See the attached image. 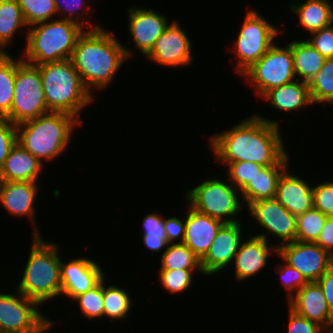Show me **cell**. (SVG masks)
I'll list each match as a JSON object with an SVG mask.
<instances>
[{"label":"cell","instance_id":"9","mask_svg":"<svg viewBox=\"0 0 333 333\" xmlns=\"http://www.w3.org/2000/svg\"><path fill=\"white\" fill-rule=\"evenodd\" d=\"M242 75L248 83L250 82V86H254L255 94L259 97L272 88L295 81L291 42L286 47L273 44Z\"/></svg>","mask_w":333,"mask_h":333},{"label":"cell","instance_id":"1","mask_svg":"<svg viewBox=\"0 0 333 333\" xmlns=\"http://www.w3.org/2000/svg\"><path fill=\"white\" fill-rule=\"evenodd\" d=\"M279 122L260 115L244 119L210 138V147L221 163L249 161L264 167L278 164L288 153Z\"/></svg>","mask_w":333,"mask_h":333},{"label":"cell","instance_id":"30","mask_svg":"<svg viewBox=\"0 0 333 333\" xmlns=\"http://www.w3.org/2000/svg\"><path fill=\"white\" fill-rule=\"evenodd\" d=\"M105 279L103 278V318H110L111 322L114 319H127V313L131 310L132 305L127 290L117 287V285L105 286Z\"/></svg>","mask_w":333,"mask_h":333},{"label":"cell","instance_id":"7","mask_svg":"<svg viewBox=\"0 0 333 333\" xmlns=\"http://www.w3.org/2000/svg\"><path fill=\"white\" fill-rule=\"evenodd\" d=\"M238 191V192H237ZM240 190L231 183L218 179H206L185 194L188 206L196 211L219 219L224 223L241 222L236 215L243 208L244 201L239 200Z\"/></svg>","mask_w":333,"mask_h":333},{"label":"cell","instance_id":"2","mask_svg":"<svg viewBox=\"0 0 333 333\" xmlns=\"http://www.w3.org/2000/svg\"><path fill=\"white\" fill-rule=\"evenodd\" d=\"M131 51L95 23L79 36L70 60L91 93L92 88L104 90L109 86L124 61L133 57Z\"/></svg>","mask_w":333,"mask_h":333},{"label":"cell","instance_id":"34","mask_svg":"<svg viewBox=\"0 0 333 333\" xmlns=\"http://www.w3.org/2000/svg\"><path fill=\"white\" fill-rule=\"evenodd\" d=\"M142 241L146 248L154 251L166 250L168 246L164 227V218L158 214L145 215L142 222Z\"/></svg>","mask_w":333,"mask_h":333},{"label":"cell","instance_id":"43","mask_svg":"<svg viewBox=\"0 0 333 333\" xmlns=\"http://www.w3.org/2000/svg\"><path fill=\"white\" fill-rule=\"evenodd\" d=\"M313 38L307 41L325 58L333 57V24L311 33Z\"/></svg>","mask_w":333,"mask_h":333},{"label":"cell","instance_id":"46","mask_svg":"<svg viewBox=\"0 0 333 333\" xmlns=\"http://www.w3.org/2000/svg\"><path fill=\"white\" fill-rule=\"evenodd\" d=\"M315 243L333 256V217H327Z\"/></svg>","mask_w":333,"mask_h":333},{"label":"cell","instance_id":"27","mask_svg":"<svg viewBox=\"0 0 333 333\" xmlns=\"http://www.w3.org/2000/svg\"><path fill=\"white\" fill-rule=\"evenodd\" d=\"M291 49L295 76H299L296 79L310 83L324 65L326 58L307 40L292 41Z\"/></svg>","mask_w":333,"mask_h":333},{"label":"cell","instance_id":"12","mask_svg":"<svg viewBox=\"0 0 333 333\" xmlns=\"http://www.w3.org/2000/svg\"><path fill=\"white\" fill-rule=\"evenodd\" d=\"M278 256L296 268L308 282L317 280L333 265V256L313 242L294 241L278 246Z\"/></svg>","mask_w":333,"mask_h":333},{"label":"cell","instance_id":"18","mask_svg":"<svg viewBox=\"0 0 333 333\" xmlns=\"http://www.w3.org/2000/svg\"><path fill=\"white\" fill-rule=\"evenodd\" d=\"M297 314L326 329L333 328V316L318 282H308L287 302Z\"/></svg>","mask_w":333,"mask_h":333},{"label":"cell","instance_id":"45","mask_svg":"<svg viewBox=\"0 0 333 333\" xmlns=\"http://www.w3.org/2000/svg\"><path fill=\"white\" fill-rule=\"evenodd\" d=\"M164 227L168 244L183 243L185 236V218L177 217L164 219ZM175 240H179L176 242Z\"/></svg>","mask_w":333,"mask_h":333},{"label":"cell","instance_id":"25","mask_svg":"<svg viewBox=\"0 0 333 333\" xmlns=\"http://www.w3.org/2000/svg\"><path fill=\"white\" fill-rule=\"evenodd\" d=\"M262 99L268 100L269 103L280 111H294L299 108L313 105L309 83L295 80L293 82L275 87L267 91Z\"/></svg>","mask_w":333,"mask_h":333},{"label":"cell","instance_id":"31","mask_svg":"<svg viewBox=\"0 0 333 333\" xmlns=\"http://www.w3.org/2000/svg\"><path fill=\"white\" fill-rule=\"evenodd\" d=\"M159 270L201 269L200 259L184 243L168 244Z\"/></svg>","mask_w":333,"mask_h":333},{"label":"cell","instance_id":"41","mask_svg":"<svg viewBox=\"0 0 333 333\" xmlns=\"http://www.w3.org/2000/svg\"><path fill=\"white\" fill-rule=\"evenodd\" d=\"M313 207L333 217V182H323L313 187Z\"/></svg>","mask_w":333,"mask_h":333},{"label":"cell","instance_id":"19","mask_svg":"<svg viewBox=\"0 0 333 333\" xmlns=\"http://www.w3.org/2000/svg\"><path fill=\"white\" fill-rule=\"evenodd\" d=\"M247 239L240 242L233 260L238 281H245L264 269L268 257L273 255L271 252L278 254V244L269 245L268 241L256 235Z\"/></svg>","mask_w":333,"mask_h":333},{"label":"cell","instance_id":"8","mask_svg":"<svg viewBox=\"0 0 333 333\" xmlns=\"http://www.w3.org/2000/svg\"><path fill=\"white\" fill-rule=\"evenodd\" d=\"M49 113L43 91L40 70L37 66L17 59L14 96L10 113L5 117L14 125Z\"/></svg>","mask_w":333,"mask_h":333},{"label":"cell","instance_id":"39","mask_svg":"<svg viewBox=\"0 0 333 333\" xmlns=\"http://www.w3.org/2000/svg\"><path fill=\"white\" fill-rule=\"evenodd\" d=\"M54 2L56 5L57 14L60 12L61 16H63L62 14H65L64 16L67 15L64 18L60 17V19L71 20V21H74V22L80 24L84 28L86 27L85 24L87 21H85V19H83V18H85L87 16V13L89 12L88 9L90 7V6H88L89 4H87L88 2H86V0L85 1L84 0H54ZM80 7H83V11H81L83 15L78 12ZM86 9H87V11H86ZM74 13L77 15H75Z\"/></svg>","mask_w":333,"mask_h":333},{"label":"cell","instance_id":"11","mask_svg":"<svg viewBox=\"0 0 333 333\" xmlns=\"http://www.w3.org/2000/svg\"><path fill=\"white\" fill-rule=\"evenodd\" d=\"M17 292L0 293V333L49 331L55 322L37 309L39 306L37 302Z\"/></svg>","mask_w":333,"mask_h":333},{"label":"cell","instance_id":"23","mask_svg":"<svg viewBox=\"0 0 333 333\" xmlns=\"http://www.w3.org/2000/svg\"><path fill=\"white\" fill-rule=\"evenodd\" d=\"M43 164L16 142L0 168V175L3 181L37 182L42 169H44Z\"/></svg>","mask_w":333,"mask_h":333},{"label":"cell","instance_id":"13","mask_svg":"<svg viewBox=\"0 0 333 333\" xmlns=\"http://www.w3.org/2000/svg\"><path fill=\"white\" fill-rule=\"evenodd\" d=\"M248 209L254 221L267 231L266 234L258 233L256 236L268 241V235L274 234L283 241L278 246L296 241V216L275 198L255 201Z\"/></svg>","mask_w":333,"mask_h":333},{"label":"cell","instance_id":"29","mask_svg":"<svg viewBox=\"0 0 333 333\" xmlns=\"http://www.w3.org/2000/svg\"><path fill=\"white\" fill-rule=\"evenodd\" d=\"M17 71V58L0 53V118H5L11 110L14 96V82Z\"/></svg>","mask_w":333,"mask_h":333},{"label":"cell","instance_id":"49","mask_svg":"<svg viewBox=\"0 0 333 333\" xmlns=\"http://www.w3.org/2000/svg\"><path fill=\"white\" fill-rule=\"evenodd\" d=\"M327 333H333V328L330 331H328Z\"/></svg>","mask_w":333,"mask_h":333},{"label":"cell","instance_id":"3","mask_svg":"<svg viewBox=\"0 0 333 333\" xmlns=\"http://www.w3.org/2000/svg\"><path fill=\"white\" fill-rule=\"evenodd\" d=\"M35 227L30 254L16 291L41 306L42 303L61 296V258L59 246L42 239Z\"/></svg>","mask_w":333,"mask_h":333},{"label":"cell","instance_id":"26","mask_svg":"<svg viewBox=\"0 0 333 333\" xmlns=\"http://www.w3.org/2000/svg\"><path fill=\"white\" fill-rule=\"evenodd\" d=\"M296 4L290 3L291 10L297 14L300 26L310 34L333 24V7L329 0H306Z\"/></svg>","mask_w":333,"mask_h":333},{"label":"cell","instance_id":"38","mask_svg":"<svg viewBox=\"0 0 333 333\" xmlns=\"http://www.w3.org/2000/svg\"><path fill=\"white\" fill-rule=\"evenodd\" d=\"M224 165H228V180L238 190H241L248 182H252L254 176L264 167L249 161L224 163Z\"/></svg>","mask_w":333,"mask_h":333},{"label":"cell","instance_id":"5","mask_svg":"<svg viewBox=\"0 0 333 333\" xmlns=\"http://www.w3.org/2000/svg\"><path fill=\"white\" fill-rule=\"evenodd\" d=\"M40 70L49 112H63L76 117L93 102V94L84 86L70 59L37 66Z\"/></svg>","mask_w":333,"mask_h":333},{"label":"cell","instance_id":"40","mask_svg":"<svg viewBox=\"0 0 333 333\" xmlns=\"http://www.w3.org/2000/svg\"><path fill=\"white\" fill-rule=\"evenodd\" d=\"M278 266V273L281 278L282 287H285L287 290V300L289 301L299 289L308 283V281L304 278L301 272L296 268L289 266L287 263L284 262V264L281 263V265L278 264Z\"/></svg>","mask_w":333,"mask_h":333},{"label":"cell","instance_id":"20","mask_svg":"<svg viewBox=\"0 0 333 333\" xmlns=\"http://www.w3.org/2000/svg\"><path fill=\"white\" fill-rule=\"evenodd\" d=\"M185 217V236L183 243L201 260L208 252L223 221L202 214L189 206Z\"/></svg>","mask_w":333,"mask_h":333},{"label":"cell","instance_id":"44","mask_svg":"<svg viewBox=\"0 0 333 333\" xmlns=\"http://www.w3.org/2000/svg\"><path fill=\"white\" fill-rule=\"evenodd\" d=\"M289 326L288 333H323L324 327L309 321L305 317L300 316L289 306Z\"/></svg>","mask_w":333,"mask_h":333},{"label":"cell","instance_id":"36","mask_svg":"<svg viewBox=\"0 0 333 333\" xmlns=\"http://www.w3.org/2000/svg\"><path fill=\"white\" fill-rule=\"evenodd\" d=\"M72 300L79 304V308L88 319L103 318V279L92 289L75 296Z\"/></svg>","mask_w":333,"mask_h":333},{"label":"cell","instance_id":"24","mask_svg":"<svg viewBox=\"0 0 333 333\" xmlns=\"http://www.w3.org/2000/svg\"><path fill=\"white\" fill-rule=\"evenodd\" d=\"M288 154L276 165L263 167L241 190L240 195L249 206L251 203L275 198L277 184L282 173L289 168Z\"/></svg>","mask_w":333,"mask_h":333},{"label":"cell","instance_id":"33","mask_svg":"<svg viewBox=\"0 0 333 333\" xmlns=\"http://www.w3.org/2000/svg\"><path fill=\"white\" fill-rule=\"evenodd\" d=\"M327 217V215L314 207L296 216V240L315 243Z\"/></svg>","mask_w":333,"mask_h":333},{"label":"cell","instance_id":"6","mask_svg":"<svg viewBox=\"0 0 333 333\" xmlns=\"http://www.w3.org/2000/svg\"><path fill=\"white\" fill-rule=\"evenodd\" d=\"M31 27L26 35L22 60L35 66L70 59L79 36L85 30L67 19L41 22Z\"/></svg>","mask_w":333,"mask_h":333},{"label":"cell","instance_id":"4","mask_svg":"<svg viewBox=\"0 0 333 333\" xmlns=\"http://www.w3.org/2000/svg\"><path fill=\"white\" fill-rule=\"evenodd\" d=\"M78 123L72 115L49 112L17 125V142L41 163L50 161L66 151Z\"/></svg>","mask_w":333,"mask_h":333},{"label":"cell","instance_id":"15","mask_svg":"<svg viewBox=\"0 0 333 333\" xmlns=\"http://www.w3.org/2000/svg\"><path fill=\"white\" fill-rule=\"evenodd\" d=\"M240 222L224 223L206 255L200 260L203 275H213L233 263L235 254L242 240Z\"/></svg>","mask_w":333,"mask_h":333},{"label":"cell","instance_id":"42","mask_svg":"<svg viewBox=\"0 0 333 333\" xmlns=\"http://www.w3.org/2000/svg\"><path fill=\"white\" fill-rule=\"evenodd\" d=\"M17 142L16 125L7 118H0V168Z\"/></svg>","mask_w":333,"mask_h":333},{"label":"cell","instance_id":"17","mask_svg":"<svg viewBox=\"0 0 333 333\" xmlns=\"http://www.w3.org/2000/svg\"><path fill=\"white\" fill-rule=\"evenodd\" d=\"M128 10V32L133 37L136 49L138 47L140 53L146 56L170 23L165 15H161L153 9L131 7Z\"/></svg>","mask_w":333,"mask_h":333},{"label":"cell","instance_id":"47","mask_svg":"<svg viewBox=\"0 0 333 333\" xmlns=\"http://www.w3.org/2000/svg\"><path fill=\"white\" fill-rule=\"evenodd\" d=\"M322 287L324 296L333 316V265L317 280Z\"/></svg>","mask_w":333,"mask_h":333},{"label":"cell","instance_id":"48","mask_svg":"<svg viewBox=\"0 0 333 333\" xmlns=\"http://www.w3.org/2000/svg\"><path fill=\"white\" fill-rule=\"evenodd\" d=\"M2 182H3V180H2L1 175H0V189H1Z\"/></svg>","mask_w":333,"mask_h":333},{"label":"cell","instance_id":"22","mask_svg":"<svg viewBox=\"0 0 333 333\" xmlns=\"http://www.w3.org/2000/svg\"><path fill=\"white\" fill-rule=\"evenodd\" d=\"M37 182L3 181L0 189V203L12 216H28L35 223V198L38 192Z\"/></svg>","mask_w":333,"mask_h":333},{"label":"cell","instance_id":"28","mask_svg":"<svg viewBox=\"0 0 333 333\" xmlns=\"http://www.w3.org/2000/svg\"><path fill=\"white\" fill-rule=\"evenodd\" d=\"M27 26L17 0H0V53L11 44L15 33Z\"/></svg>","mask_w":333,"mask_h":333},{"label":"cell","instance_id":"21","mask_svg":"<svg viewBox=\"0 0 333 333\" xmlns=\"http://www.w3.org/2000/svg\"><path fill=\"white\" fill-rule=\"evenodd\" d=\"M275 199L295 216L313 208V187L303 178L294 176L288 168L277 184Z\"/></svg>","mask_w":333,"mask_h":333},{"label":"cell","instance_id":"32","mask_svg":"<svg viewBox=\"0 0 333 333\" xmlns=\"http://www.w3.org/2000/svg\"><path fill=\"white\" fill-rule=\"evenodd\" d=\"M309 89L313 104L333 102V57L326 58L322 68L310 81Z\"/></svg>","mask_w":333,"mask_h":333},{"label":"cell","instance_id":"16","mask_svg":"<svg viewBox=\"0 0 333 333\" xmlns=\"http://www.w3.org/2000/svg\"><path fill=\"white\" fill-rule=\"evenodd\" d=\"M61 295L73 299L96 286L103 278V270L94 260L80 257L69 262L61 259Z\"/></svg>","mask_w":333,"mask_h":333},{"label":"cell","instance_id":"37","mask_svg":"<svg viewBox=\"0 0 333 333\" xmlns=\"http://www.w3.org/2000/svg\"><path fill=\"white\" fill-rule=\"evenodd\" d=\"M203 274L202 269L159 270L161 285L170 293L186 291L192 284L193 271Z\"/></svg>","mask_w":333,"mask_h":333},{"label":"cell","instance_id":"10","mask_svg":"<svg viewBox=\"0 0 333 333\" xmlns=\"http://www.w3.org/2000/svg\"><path fill=\"white\" fill-rule=\"evenodd\" d=\"M238 37L234 43L238 58L236 72L241 75L253 63L257 62L274 44L280 30L270 24L255 10L246 13Z\"/></svg>","mask_w":333,"mask_h":333},{"label":"cell","instance_id":"35","mask_svg":"<svg viewBox=\"0 0 333 333\" xmlns=\"http://www.w3.org/2000/svg\"><path fill=\"white\" fill-rule=\"evenodd\" d=\"M27 27L53 20L56 11L54 0H17Z\"/></svg>","mask_w":333,"mask_h":333},{"label":"cell","instance_id":"14","mask_svg":"<svg viewBox=\"0 0 333 333\" xmlns=\"http://www.w3.org/2000/svg\"><path fill=\"white\" fill-rule=\"evenodd\" d=\"M177 20L169 24L155 41L151 51L145 56L158 65L178 67L191 65L193 61L191 42Z\"/></svg>","mask_w":333,"mask_h":333}]
</instances>
